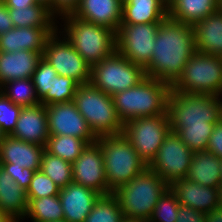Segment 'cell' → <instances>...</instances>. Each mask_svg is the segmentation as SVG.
Masks as SVG:
<instances>
[{"label": "cell", "mask_w": 222, "mask_h": 222, "mask_svg": "<svg viewBox=\"0 0 222 222\" xmlns=\"http://www.w3.org/2000/svg\"><path fill=\"white\" fill-rule=\"evenodd\" d=\"M170 131L169 116L166 112L163 115L133 118L124 123L122 134L129 140L139 157L149 165Z\"/></svg>", "instance_id": "obj_10"}, {"label": "cell", "mask_w": 222, "mask_h": 222, "mask_svg": "<svg viewBox=\"0 0 222 222\" xmlns=\"http://www.w3.org/2000/svg\"><path fill=\"white\" fill-rule=\"evenodd\" d=\"M192 154L180 137L170 131L148 168L170 186L176 180L187 178Z\"/></svg>", "instance_id": "obj_13"}, {"label": "cell", "mask_w": 222, "mask_h": 222, "mask_svg": "<svg viewBox=\"0 0 222 222\" xmlns=\"http://www.w3.org/2000/svg\"><path fill=\"white\" fill-rule=\"evenodd\" d=\"M45 147L4 136L0 143V163H11V168L40 170Z\"/></svg>", "instance_id": "obj_21"}, {"label": "cell", "mask_w": 222, "mask_h": 222, "mask_svg": "<svg viewBox=\"0 0 222 222\" xmlns=\"http://www.w3.org/2000/svg\"><path fill=\"white\" fill-rule=\"evenodd\" d=\"M218 190H219V207L222 208V186H220Z\"/></svg>", "instance_id": "obj_50"}, {"label": "cell", "mask_w": 222, "mask_h": 222, "mask_svg": "<svg viewBox=\"0 0 222 222\" xmlns=\"http://www.w3.org/2000/svg\"><path fill=\"white\" fill-rule=\"evenodd\" d=\"M38 3L46 5L52 11V0H36Z\"/></svg>", "instance_id": "obj_48"}, {"label": "cell", "mask_w": 222, "mask_h": 222, "mask_svg": "<svg viewBox=\"0 0 222 222\" xmlns=\"http://www.w3.org/2000/svg\"><path fill=\"white\" fill-rule=\"evenodd\" d=\"M175 92L222 96V56L195 52L171 85Z\"/></svg>", "instance_id": "obj_8"}, {"label": "cell", "mask_w": 222, "mask_h": 222, "mask_svg": "<svg viewBox=\"0 0 222 222\" xmlns=\"http://www.w3.org/2000/svg\"><path fill=\"white\" fill-rule=\"evenodd\" d=\"M4 138V134L1 132V130H0V143H1V141H2V139Z\"/></svg>", "instance_id": "obj_53"}, {"label": "cell", "mask_w": 222, "mask_h": 222, "mask_svg": "<svg viewBox=\"0 0 222 222\" xmlns=\"http://www.w3.org/2000/svg\"><path fill=\"white\" fill-rule=\"evenodd\" d=\"M42 55L30 50L0 51V87L9 81L32 78Z\"/></svg>", "instance_id": "obj_22"}, {"label": "cell", "mask_w": 222, "mask_h": 222, "mask_svg": "<svg viewBox=\"0 0 222 222\" xmlns=\"http://www.w3.org/2000/svg\"><path fill=\"white\" fill-rule=\"evenodd\" d=\"M176 222H205V214L180 204Z\"/></svg>", "instance_id": "obj_42"}, {"label": "cell", "mask_w": 222, "mask_h": 222, "mask_svg": "<svg viewBox=\"0 0 222 222\" xmlns=\"http://www.w3.org/2000/svg\"><path fill=\"white\" fill-rule=\"evenodd\" d=\"M168 17L194 26L218 11V0H168Z\"/></svg>", "instance_id": "obj_27"}, {"label": "cell", "mask_w": 222, "mask_h": 222, "mask_svg": "<svg viewBox=\"0 0 222 222\" xmlns=\"http://www.w3.org/2000/svg\"><path fill=\"white\" fill-rule=\"evenodd\" d=\"M207 150L222 159V118L213 127Z\"/></svg>", "instance_id": "obj_41"}, {"label": "cell", "mask_w": 222, "mask_h": 222, "mask_svg": "<svg viewBox=\"0 0 222 222\" xmlns=\"http://www.w3.org/2000/svg\"><path fill=\"white\" fill-rule=\"evenodd\" d=\"M50 136H73L85 140L88 144L97 141L84 117L77 110L74 101L45 105Z\"/></svg>", "instance_id": "obj_14"}, {"label": "cell", "mask_w": 222, "mask_h": 222, "mask_svg": "<svg viewBox=\"0 0 222 222\" xmlns=\"http://www.w3.org/2000/svg\"><path fill=\"white\" fill-rule=\"evenodd\" d=\"M123 219L117 197L110 193L97 199L85 222H122Z\"/></svg>", "instance_id": "obj_34"}, {"label": "cell", "mask_w": 222, "mask_h": 222, "mask_svg": "<svg viewBox=\"0 0 222 222\" xmlns=\"http://www.w3.org/2000/svg\"><path fill=\"white\" fill-rule=\"evenodd\" d=\"M78 85L70 77L57 75L53 84V104L73 101Z\"/></svg>", "instance_id": "obj_39"}, {"label": "cell", "mask_w": 222, "mask_h": 222, "mask_svg": "<svg viewBox=\"0 0 222 222\" xmlns=\"http://www.w3.org/2000/svg\"><path fill=\"white\" fill-rule=\"evenodd\" d=\"M218 11L222 14V0H218Z\"/></svg>", "instance_id": "obj_51"}, {"label": "cell", "mask_w": 222, "mask_h": 222, "mask_svg": "<svg viewBox=\"0 0 222 222\" xmlns=\"http://www.w3.org/2000/svg\"><path fill=\"white\" fill-rule=\"evenodd\" d=\"M123 0H79L71 14L81 20L118 30Z\"/></svg>", "instance_id": "obj_19"}, {"label": "cell", "mask_w": 222, "mask_h": 222, "mask_svg": "<svg viewBox=\"0 0 222 222\" xmlns=\"http://www.w3.org/2000/svg\"><path fill=\"white\" fill-rule=\"evenodd\" d=\"M96 142L102 149L105 177L112 192L148 167L122 133L99 136Z\"/></svg>", "instance_id": "obj_6"}, {"label": "cell", "mask_w": 222, "mask_h": 222, "mask_svg": "<svg viewBox=\"0 0 222 222\" xmlns=\"http://www.w3.org/2000/svg\"><path fill=\"white\" fill-rule=\"evenodd\" d=\"M0 222H13L11 219L0 209Z\"/></svg>", "instance_id": "obj_47"}, {"label": "cell", "mask_w": 222, "mask_h": 222, "mask_svg": "<svg viewBox=\"0 0 222 222\" xmlns=\"http://www.w3.org/2000/svg\"><path fill=\"white\" fill-rule=\"evenodd\" d=\"M10 136L45 147L50 136L45 105L23 107L16 127Z\"/></svg>", "instance_id": "obj_16"}, {"label": "cell", "mask_w": 222, "mask_h": 222, "mask_svg": "<svg viewBox=\"0 0 222 222\" xmlns=\"http://www.w3.org/2000/svg\"><path fill=\"white\" fill-rule=\"evenodd\" d=\"M87 145L88 143L85 140L73 136H49L45 151L73 163Z\"/></svg>", "instance_id": "obj_31"}, {"label": "cell", "mask_w": 222, "mask_h": 222, "mask_svg": "<svg viewBox=\"0 0 222 222\" xmlns=\"http://www.w3.org/2000/svg\"><path fill=\"white\" fill-rule=\"evenodd\" d=\"M0 166L4 171L12 176L15 182H17L25 191H27L35 173L34 170L23 167L11 168V163H0Z\"/></svg>", "instance_id": "obj_40"}, {"label": "cell", "mask_w": 222, "mask_h": 222, "mask_svg": "<svg viewBox=\"0 0 222 222\" xmlns=\"http://www.w3.org/2000/svg\"><path fill=\"white\" fill-rule=\"evenodd\" d=\"M122 222H148L147 220H140V219H127L124 218Z\"/></svg>", "instance_id": "obj_49"}, {"label": "cell", "mask_w": 222, "mask_h": 222, "mask_svg": "<svg viewBox=\"0 0 222 222\" xmlns=\"http://www.w3.org/2000/svg\"><path fill=\"white\" fill-rule=\"evenodd\" d=\"M14 27H58L57 16L46 5L8 8ZM58 23V25H57Z\"/></svg>", "instance_id": "obj_28"}, {"label": "cell", "mask_w": 222, "mask_h": 222, "mask_svg": "<svg viewBox=\"0 0 222 222\" xmlns=\"http://www.w3.org/2000/svg\"><path fill=\"white\" fill-rule=\"evenodd\" d=\"M222 97L170 90L167 113L174 133L189 126L217 123L222 118Z\"/></svg>", "instance_id": "obj_5"}, {"label": "cell", "mask_w": 222, "mask_h": 222, "mask_svg": "<svg viewBox=\"0 0 222 222\" xmlns=\"http://www.w3.org/2000/svg\"><path fill=\"white\" fill-rule=\"evenodd\" d=\"M170 186L148 167L129 183L118 187L117 197L124 218L149 220L159 198Z\"/></svg>", "instance_id": "obj_4"}, {"label": "cell", "mask_w": 222, "mask_h": 222, "mask_svg": "<svg viewBox=\"0 0 222 222\" xmlns=\"http://www.w3.org/2000/svg\"><path fill=\"white\" fill-rule=\"evenodd\" d=\"M59 19L63 25L60 23L58 30L90 67L116 51L115 30L81 20L71 13L63 14Z\"/></svg>", "instance_id": "obj_2"}, {"label": "cell", "mask_w": 222, "mask_h": 222, "mask_svg": "<svg viewBox=\"0 0 222 222\" xmlns=\"http://www.w3.org/2000/svg\"><path fill=\"white\" fill-rule=\"evenodd\" d=\"M160 23L120 24L116 50L134 64L145 68L152 56Z\"/></svg>", "instance_id": "obj_12"}, {"label": "cell", "mask_w": 222, "mask_h": 222, "mask_svg": "<svg viewBox=\"0 0 222 222\" xmlns=\"http://www.w3.org/2000/svg\"><path fill=\"white\" fill-rule=\"evenodd\" d=\"M58 75L70 77L79 85L90 83L91 67L66 37L56 30L46 43L42 56Z\"/></svg>", "instance_id": "obj_11"}, {"label": "cell", "mask_w": 222, "mask_h": 222, "mask_svg": "<svg viewBox=\"0 0 222 222\" xmlns=\"http://www.w3.org/2000/svg\"><path fill=\"white\" fill-rule=\"evenodd\" d=\"M27 199L28 208L25 219L30 218L32 222H56L64 220L59 195Z\"/></svg>", "instance_id": "obj_29"}, {"label": "cell", "mask_w": 222, "mask_h": 222, "mask_svg": "<svg viewBox=\"0 0 222 222\" xmlns=\"http://www.w3.org/2000/svg\"><path fill=\"white\" fill-rule=\"evenodd\" d=\"M27 208L26 191L0 166V209L11 221L19 222L25 219Z\"/></svg>", "instance_id": "obj_24"}, {"label": "cell", "mask_w": 222, "mask_h": 222, "mask_svg": "<svg viewBox=\"0 0 222 222\" xmlns=\"http://www.w3.org/2000/svg\"><path fill=\"white\" fill-rule=\"evenodd\" d=\"M221 159L208 150L193 152L187 175L189 181L205 187L219 188Z\"/></svg>", "instance_id": "obj_26"}, {"label": "cell", "mask_w": 222, "mask_h": 222, "mask_svg": "<svg viewBox=\"0 0 222 222\" xmlns=\"http://www.w3.org/2000/svg\"><path fill=\"white\" fill-rule=\"evenodd\" d=\"M168 16L167 0H123L121 24L161 23Z\"/></svg>", "instance_id": "obj_23"}, {"label": "cell", "mask_w": 222, "mask_h": 222, "mask_svg": "<svg viewBox=\"0 0 222 222\" xmlns=\"http://www.w3.org/2000/svg\"><path fill=\"white\" fill-rule=\"evenodd\" d=\"M170 188L176 194L179 204L183 206L191 207L204 214L219 207L218 188L205 187L187 178L174 181Z\"/></svg>", "instance_id": "obj_20"}, {"label": "cell", "mask_w": 222, "mask_h": 222, "mask_svg": "<svg viewBox=\"0 0 222 222\" xmlns=\"http://www.w3.org/2000/svg\"><path fill=\"white\" fill-rule=\"evenodd\" d=\"M214 125L215 123H206V125L185 127L177 135L192 152L207 150Z\"/></svg>", "instance_id": "obj_35"}, {"label": "cell", "mask_w": 222, "mask_h": 222, "mask_svg": "<svg viewBox=\"0 0 222 222\" xmlns=\"http://www.w3.org/2000/svg\"><path fill=\"white\" fill-rule=\"evenodd\" d=\"M40 170L62 189L73 182L72 163L47 151L42 154Z\"/></svg>", "instance_id": "obj_32"}, {"label": "cell", "mask_w": 222, "mask_h": 222, "mask_svg": "<svg viewBox=\"0 0 222 222\" xmlns=\"http://www.w3.org/2000/svg\"><path fill=\"white\" fill-rule=\"evenodd\" d=\"M220 180H221V186H222V159H221Z\"/></svg>", "instance_id": "obj_52"}, {"label": "cell", "mask_w": 222, "mask_h": 222, "mask_svg": "<svg viewBox=\"0 0 222 222\" xmlns=\"http://www.w3.org/2000/svg\"><path fill=\"white\" fill-rule=\"evenodd\" d=\"M7 8H26L37 5L36 0H2Z\"/></svg>", "instance_id": "obj_45"}, {"label": "cell", "mask_w": 222, "mask_h": 222, "mask_svg": "<svg viewBox=\"0 0 222 222\" xmlns=\"http://www.w3.org/2000/svg\"><path fill=\"white\" fill-rule=\"evenodd\" d=\"M73 101L97 137L123 132L124 124L118 117L113 98L109 94L91 83L81 84L76 89Z\"/></svg>", "instance_id": "obj_7"}, {"label": "cell", "mask_w": 222, "mask_h": 222, "mask_svg": "<svg viewBox=\"0 0 222 222\" xmlns=\"http://www.w3.org/2000/svg\"><path fill=\"white\" fill-rule=\"evenodd\" d=\"M22 108L11 102L0 91V130L4 136H10L13 133Z\"/></svg>", "instance_id": "obj_37"}, {"label": "cell", "mask_w": 222, "mask_h": 222, "mask_svg": "<svg viewBox=\"0 0 222 222\" xmlns=\"http://www.w3.org/2000/svg\"><path fill=\"white\" fill-rule=\"evenodd\" d=\"M79 0H52V12L60 17L63 14L71 13Z\"/></svg>", "instance_id": "obj_43"}, {"label": "cell", "mask_w": 222, "mask_h": 222, "mask_svg": "<svg viewBox=\"0 0 222 222\" xmlns=\"http://www.w3.org/2000/svg\"><path fill=\"white\" fill-rule=\"evenodd\" d=\"M56 222H68V221H66V220H61V221H56Z\"/></svg>", "instance_id": "obj_54"}, {"label": "cell", "mask_w": 222, "mask_h": 222, "mask_svg": "<svg viewBox=\"0 0 222 222\" xmlns=\"http://www.w3.org/2000/svg\"><path fill=\"white\" fill-rule=\"evenodd\" d=\"M73 182L94 189L101 195L113 193L105 177V167L101 146L91 143L72 163Z\"/></svg>", "instance_id": "obj_15"}, {"label": "cell", "mask_w": 222, "mask_h": 222, "mask_svg": "<svg viewBox=\"0 0 222 222\" xmlns=\"http://www.w3.org/2000/svg\"><path fill=\"white\" fill-rule=\"evenodd\" d=\"M57 75L55 69L42 57L32 76L40 104H53V84Z\"/></svg>", "instance_id": "obj_33"}, {"label": "cell", "mask_w": 222, "mask_h": 222, "mask_svg": "<svg viewBox=\"0 0 222 222\" xmlns=\"http://www.w3.org/2000/svg\"><path fill=\"white\" fill-rule=\"evenodd\" d=\"M101 196L89 187L71 182L60 189L59 197L63 208L64 220L68 222H85L94 203Z\"/></svg>", "instance_id": "obj_18"}, {"label": "cell", "mask_w": 222, "mask_h": 222, "mask_svg": "<svg viewBox=\"0 0 222 222\" xmlns=\"http://www.w3.org/2000/svg\"><path fill=\"white\" fill-rule=\"evenodd\" d=\"M197 52L222 56V14L216 11L194 26Z\"/></svg>", "instance_id": "obj_25"}, {"label": "cell", "mask_w": 222, "mask_h": 222, "mask_svg": "<svg viewBox=\"0 0 222 222\" xmlns=\"http://www.w3.org/2000/svg\"><path fill=\"white\" fill-rule=\"evenodd\" d=\"M196 51L193 26L167 16L158 27L153 56L144 68L146 77L172 85Z\"/></svg>", "instance_id": "obj_1"}, {"label": "cell", "mask_w": 222, "mask_h": 222, "mask_svg": "<svg viewBox=\"0 0 222 222\" xmlns=\"http://www.w3.org/2000/svg\"><path fill=\"white\" fill-rule=\"evenodd\" d=\"M170 90L168 82L146 77L135 87L112 96L117 115L123 124L133 118L163 115Z\"/></svg>", "instance_id": "obj_3"}, {"label": "cell", "mask_w": 222, "mask_h": 222, "mask_svg": "<svg viewBox=\"0 0 222 222\" xmlns=\"http://www.w3.org/2000/svg\"><path fill=\"white\" fill-rule=\"evenodd\" d=\"M14 28L8 8L0 0V35Z\"/></svg>", "instance_id": "obj_44"}, {"label": "cell", "mask_w": 222, "mask_h": 222, "mask_svg": "<svg viewBox=\"0 0 222 222\" xmlns=\"http://www.w3.org/2000/svg\"><path fill=\"white\" fill-rule=\"evenodd\" d=\"M60 188L41 170L35 171L30 186L26 191L27 198H43L59 195Z\"/></svg>", "instance_id": "obj_38"}, {"label": "cell", "mask_w": 222, "mask_h": 222, "mask_svg": "<svg viewBox=\"0 0 222 222\" xmlns=\"http://www.w3.org/2000/svg\"><path fill=\"white\" fill-rule=\"evenodd\" d=\"M145 78L143 67L132 63L116 50L91 67L90 83L113 96L135 87Z\"/></svg>", "instance_id": "obj_9"}, {"label": "cell", "mask_w": 222, "mask_h": 222, "mask_svg": "<svg viewBox=\"0 0 222 222\" xmlns=\"http://www.w3.org/2000/svg\"><path fill=\"white\" fill-rule=\"evenodd\" d=\"M179 206L176 194L169 187L159 198L148 222H176Z\"/></svg>", "instance_id": "obj_36"}, {"label": "cell", "mask_w": 222, "mask_h": 222, "mask_svg": "<svg viewBox=\"0 0 222 222\" xmlns=\"http://www.w3.org/2000/svg\"><path fill=\"white\" fill-rule=\"evenodd\" d=\"M205 222H222V208L217 207L205 214Z\"/></svg>", "instance_id": "obj_46"}, {"label": "cell", "mask_w": 222, "mask_h": 222, "mask_svg": "<svg viewBox=\"0 0 222 222\" xmlns=\"http://www.w3.org/2000/svg\"><path fill=\"white\" fill-rule=\"evenodd\" d=\"M0 91L15 105L31 107L40 104L32 78L12 80L4 83Z\"/></svg>", "instance_id": "obj_30"}, {"label": "cell", "mask_w": 222, "mask_h": 222, "mask_svg": "<svg viewBox=\"0 0 222 222\" xmlns=\"http://www.w3.org/2000/svg\"><path fill=\"white\" fill-rule=\"evenodd\" d=\"M57 27H14L0 35V51L30 50L43 56L45 43Z\"/></svg>", "instance_id": "obj_17"}]
</instances>
